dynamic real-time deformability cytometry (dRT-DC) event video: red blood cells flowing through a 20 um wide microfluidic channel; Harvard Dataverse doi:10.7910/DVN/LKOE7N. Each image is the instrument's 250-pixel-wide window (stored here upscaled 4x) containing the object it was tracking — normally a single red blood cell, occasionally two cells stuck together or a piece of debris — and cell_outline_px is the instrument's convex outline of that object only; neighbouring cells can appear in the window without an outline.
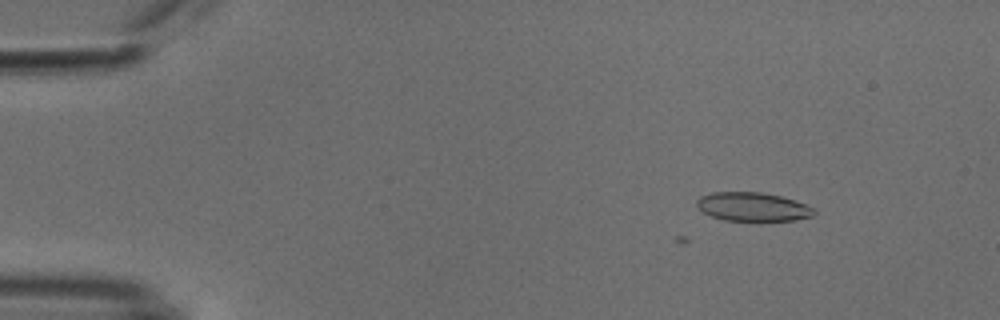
{"species": "common noctule bat (a hibernating species)", "species_latin": "Nyctalus noctula", "temperature_condition": "cold", "stored_images_in_passage": 5, "camera_frame_rate_fps": 3000, "um_per_image_px": 0.085, "animal": {"sex": "male", "body_mass_g": 18.8}, "frame": {"image": 1, "passage_image": 5, "time_ms": 1.333, "image_size_px": [1000, 320], "cell_outline_px": [[816, 212], [812, 216], [796, 220], [724, 220], [712, 216], [704, 212], [696, 204], [696, 200], [700, 196], [712, 192], [760, 192], [780, 196], [796, 200], [812, 208]], "centroid_in_image_um": [63.97, 17.56], "position_along_channel_um": 21.0, "area_um2": 19.42}}